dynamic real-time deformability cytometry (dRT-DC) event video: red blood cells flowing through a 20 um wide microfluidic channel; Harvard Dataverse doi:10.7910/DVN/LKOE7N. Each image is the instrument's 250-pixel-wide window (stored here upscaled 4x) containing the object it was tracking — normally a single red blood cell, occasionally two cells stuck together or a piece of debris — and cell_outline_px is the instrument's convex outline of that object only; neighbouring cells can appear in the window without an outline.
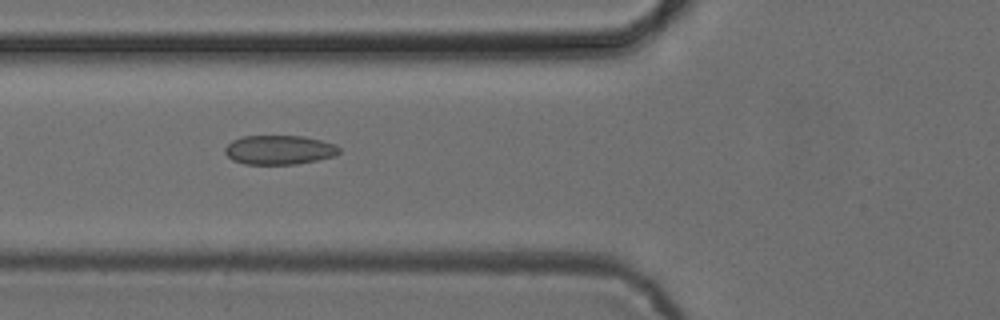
{"species": "common noctule bat (a hibernating species)", "species_latin": "Nyctalus noctula", "temperature_condition": "cold", "stored_images_in_passage": 14, "camera_frame_rate_fps": 3000, "um_per_image_px": 0.085, "animal": {"sex": "female", "body_mass_g": 24.6, "forearm_length_mm": 56.2}, "frame": {"image": 1, "passage_image": 3, "time_ms": 0.667, "image_size_px": [1000, 320], "cell_outline_px": [[340, 152], [336, 156], [296, 164], [244, 164], [232, 160], [224, 152], [224, 148], [232, 140], [244, 136], [304, 136], [336, 144], [340, 148]], "centroid_in_image_um": [23.74, 12.74], "position_along_channel_um": 102.1, "area_um2": 19.54}}
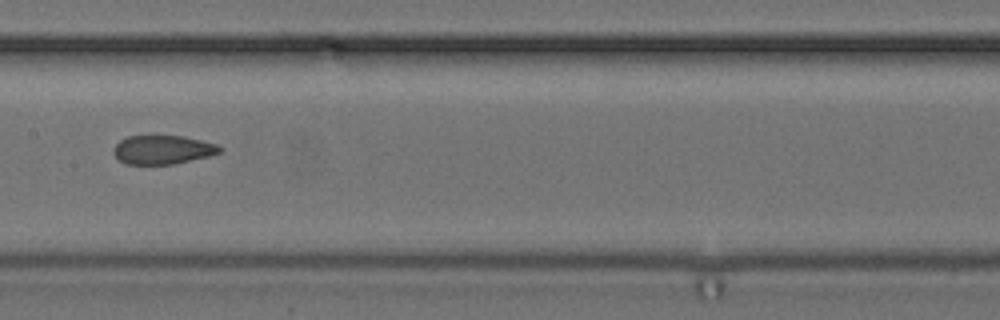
{"frame": {"image": 2, "passage_image": 10, "time_ms": 3.0, "image_size_px": [1000, 320], "cell_outline_px": [[224, 148], [220, 152], [208, 156], [172, 164], [124, 164], [112, 152], [112, 148], [120, 140], [128, 136], [184, 136], [216, 144]], "centroid_in_image_um": [13.8, 12.72], "position_along_channel_um": 193.6, "area_um2": 17.74}}